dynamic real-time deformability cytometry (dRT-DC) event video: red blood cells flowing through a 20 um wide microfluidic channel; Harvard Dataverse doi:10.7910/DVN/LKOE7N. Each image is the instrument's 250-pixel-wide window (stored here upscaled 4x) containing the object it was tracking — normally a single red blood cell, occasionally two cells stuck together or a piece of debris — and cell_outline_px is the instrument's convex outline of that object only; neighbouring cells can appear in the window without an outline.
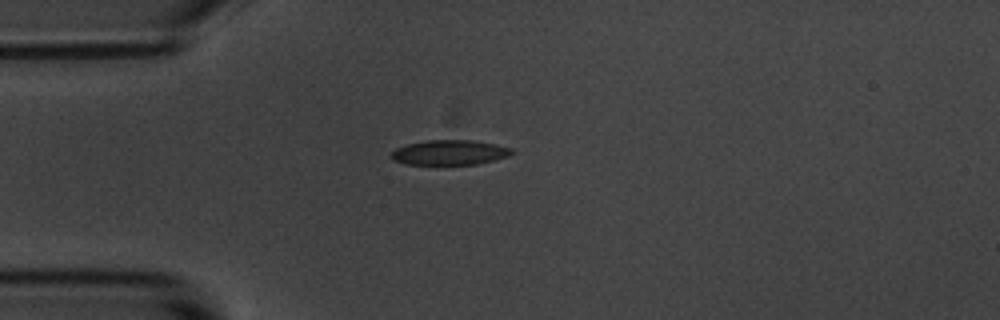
{"species": "common noctule bat (a hibernating species)", "species_latin": "Nyctalus noctula", "temperature_condition": "room temperature", "stored_images_in_passage": 41, "camera_frame_rate_fps": 3000, "um_per_image_px": 0.085, "animal": {"sex": "male", "body_mass_g": 20.1, "forearm_length_mm": 53.5}, "frame": {"image": 1, "passage_image": 1, "time_ms": 0.0, "image_size_px": [1000, 320], "cell_outline_px": [[516, 152], [508, 156], [476, 164], [408, 164], [392, 160], [392, 152], [396, 148], [408, 144], [428, 140], [472, 140], [496, 144], [512, 148]], "centroid_in_image_um": [38.25, 12.95], "position_along_channel_um": 46.7, "area_um2": 17.34}}
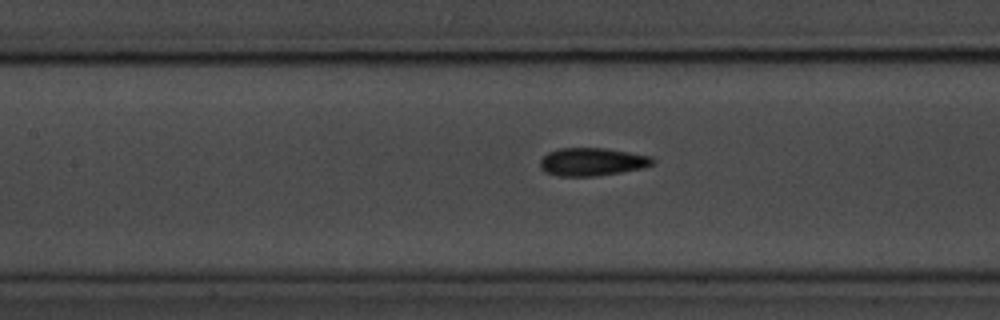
{"frame": {"image": 2, "passage_image": 11, "time_ms": 3.333, "image_size_px": [1000, 320], "cell_outline_px": [[656, 160], [652, 164], [644, 168], [596, 176], [556, 176], [544, 172], [540, 164], [540, 160], [548, 152], [560, 148], [604, 148], [652, 156]], "centroid_in_image_um": [50.33, 13.76], "position_along_channel_um": 157.1, "area_um2": 18.38}}
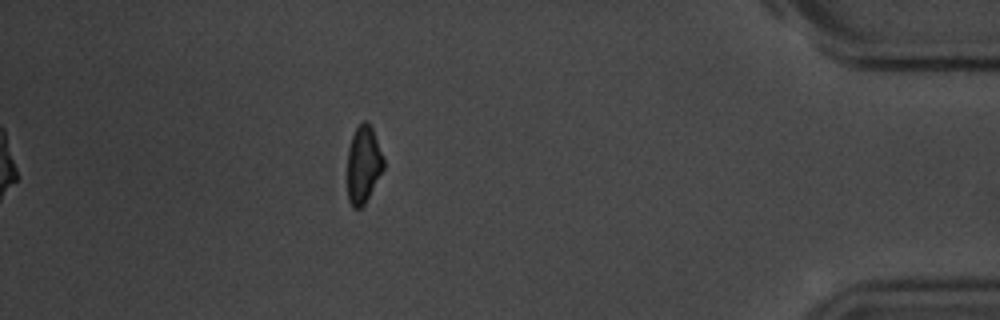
{"frame": {"image": 3, "passage_image": 35, "time_ms": 11.333, "image_size_px": [1000, 320], "cell_outline_px": [[384, 168], [364, 204], [360, 208], [352, 208], [348, 200], [348, 148], [352, 136], [356, 128], [364, 120], [368, 120], [372, 128], [384, 160]], "centroid_in_image_um": [30.88, 13.98], "position_along_channel_um": 404.3, "area_um2": 16.13}, "authors_computed_cell_mechanics": {"area_um2": 17.4556, "velocity_mm_per_s": 3.681, "shape_relaxation_time_tau1_ms": 2.575, "shape_relaxation_time_tau2_ms": 3.3342, "deformation_change_tau1": 0.1029, "deformation_change_tau2": 0.0807}}